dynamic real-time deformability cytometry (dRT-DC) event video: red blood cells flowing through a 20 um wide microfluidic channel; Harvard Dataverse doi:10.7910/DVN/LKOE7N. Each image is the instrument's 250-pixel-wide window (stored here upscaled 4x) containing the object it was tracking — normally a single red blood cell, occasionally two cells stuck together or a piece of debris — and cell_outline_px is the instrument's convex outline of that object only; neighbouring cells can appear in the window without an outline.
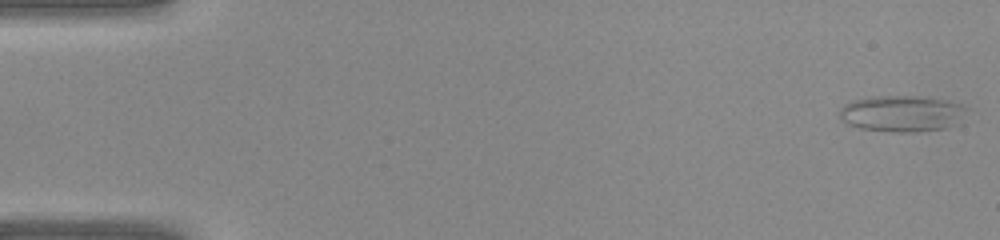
{"species": "common noctule bat (a hibernating species)", "species_latin": "Nyctalus noctula", "temperature_condition": "warm", "stored_images_in_passage": 41, "camera_frame_rate_fps": 3000, "um_per_image_px": 0.085, "animal": {"sex": "female", "body_mass_g": 22.0, "forearm_length_mm": 56.7}, "frame": {"image": 1, "passage_image": 1, "time_ms": 0.0, "image_size_px": [1000, 240], "cell_outline_px": [[968, 108], [960, 124], [948, 128], [916, 132], [892, 132], [860, 128], [848, 124], [840, 120], [836, 112], [844, 104], [852, 100], [880, 96], [916, 96], [948, 100], [960, 104]], "centroid_in_image_um": [76.67, 9.66], "position_along_channel_um": 8.3, "area_um2": 27.4}}
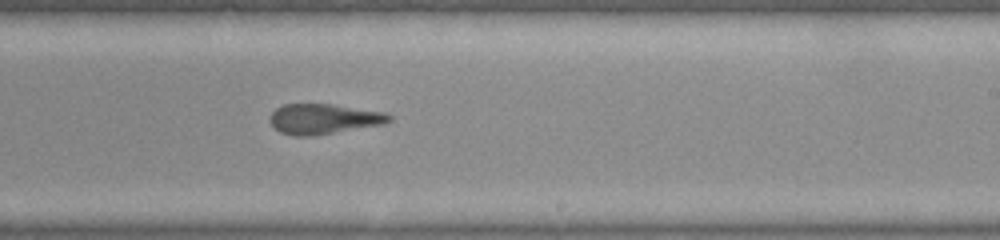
{"frame": {"image": 2, "passage_image": 25, "time_ms": 8.0, "image_size_px": [1000, 240], "cell_outline_px": [[392, 120], [384, 124], [312, 136], [292, 136], [280, 132], [268, 120], [268, 116], [276, 108], [284, 104], [332, 104], [384, 112], [392, 116]], "centroid_in_image_um": [27.49, 10.11], "position_along_channel_um": 261.5, "area_um2": 21.04}}
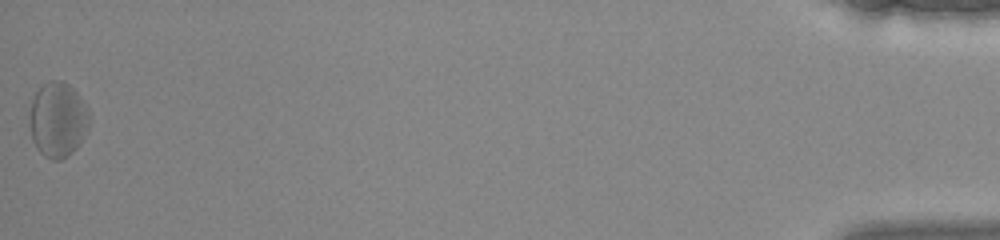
{"frame": {"image": 3, "passage_image": 41, "time_ms": 13.333, "image_size_px": [1000, 240], "cell_outline_px": [[88, 124], [76, 148], [68, 156], [60, 160], [52, 160], [44, 156], [36, 148], [32, 140], [28, 124], [28, 116], [32, 100], [36, 92], [48, 80], [60, 80], [68, 84], [76, 92], [84, 104], [88, 112]], "centroid_in_image_um": [4.84, 10.18], "position_along_channel_um": 430.4, "area_um2": 25.95}}